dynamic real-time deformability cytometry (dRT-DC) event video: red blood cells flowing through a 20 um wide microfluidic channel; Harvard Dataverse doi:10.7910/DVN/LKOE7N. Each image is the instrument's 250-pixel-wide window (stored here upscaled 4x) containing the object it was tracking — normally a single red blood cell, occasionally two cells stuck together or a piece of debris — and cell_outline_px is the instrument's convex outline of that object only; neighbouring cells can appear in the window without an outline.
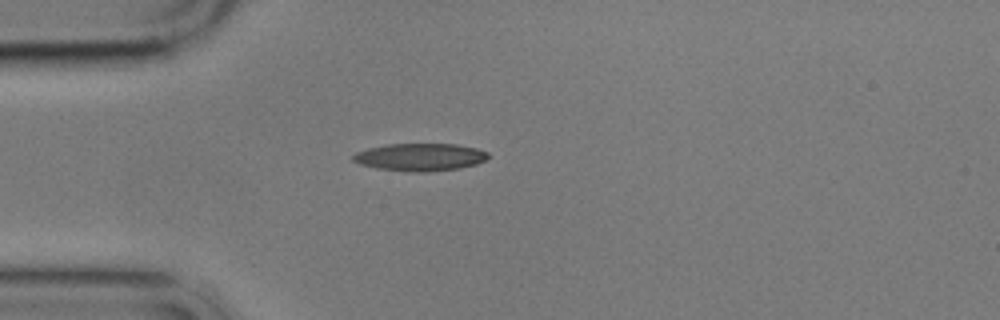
{"species": "common noctule bat (a hibernating species)", "species_latin": "Nyctalus noctula", "temperature_condition": "cold", "stored_images_in_passage": 2, "camera_frame_rate_fps": 3000, "um_per_image_px": 0.085, "animal": {"sex": "male", "body_mass_g": 17.9}, "frame": {"image": 1, "passage_image": 1, "time_ms": 0.0, "image_size_px": [1000, 320], "cell_outline_px": [[488, 156], [484, 160], [476, 164], [460, 168], [428, 172], [412, 172], [376, 168], [360, 164], [352, 160], [352, 156], [356, 152], [368, 148], [388, 144], [456, 144], [476, 148], [488, 152]], "centroid_in_image_um": [35.69, 13.35], "position_along_channel_um": 49.3, "area_um2": 21.68}}